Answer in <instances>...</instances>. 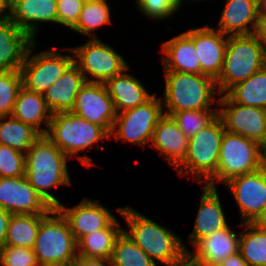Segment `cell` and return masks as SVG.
Instances as JSON below:
<instances>
[{
    "instance_id": "f1b7e54d",
    "label": "cell",
    "mask_w": 266,
    "mask_h": 266,
    "mask_svg": "<svg viewBox=\"0 0 266 266\" xmlns=\"http://www.w3.org/2000/svg\"><path fill=\"white\" fill-rule=\"evenodd\" d=\"M239 253L249 266H266V226L260 223H239Z\"/></svg>"
},
{
    "instance_id": "6da1fadb",
    "label": "cell",
    "mask_w": 266,
    "mask_h": 266,
    "mask_svg": "<svg viewBox=\"0 0 266 266\" xmlns=\"http://www.w3.org/2000/svg\"><path fill=\"white\" fill-rule=\"evenodd\" d=\"M68 160L69 158L45 135H41L25 153L26 178L53 208H57L61 202L50 190L62 185H72L67 169Z\"/></svg>"
},
{
    "instance_id": "d6a6232c",
    "label": "cell",
    "mask_w": 266,
    "mask_h": 266,
    "mask_svg": "<svg viewBox=\"0 0 266 266\" xmlns=\"http://www.w3.org/2000/svg\"><path fill=\"white\" fill-rule=\"evenodd\" d=\"M110 4L107 0H85L76 26L72 29L90 39H98L97 28L111 24Z\"/></svg>"
},
{
    "instance_id": "d4e9b609",
    "label": "cell",
    "mask_w": 266,
    "mask_h": 266,
    "mask_svg": "<svg viewBox=\"0 0 266 266\" xmlns=\"http://www.w3.org/2000/svg\"><path fill=\"white\" fill-rule=\"evenodd\" d=\"M164 71L201 74L193 41L183 32L161 44Z\"/></svg>"
},
{
    "instance_id": "836d02e7",
    "label": "cell",
    "mask_w": 266,
    "mask_h": 266,
    "mask_svg": "<svg viewBox=\"0 0 266 266\" xmlns=\"http://www.w3.org/2000/svg\"><path fill=\"white\" fill-rule=\"evenodd\" d=\"M111 263L112 266H157L124 231L114 243Z\"/></svg>"
},
{
    "instance_id": "681fc988",
    "label": "cell",
    "mask_w": 266,
    "mask_h": 266,
    "mask_svg": "<svg viewBox=\"0 0 266 266\" xmlns=\"http://www.w3.org/2000/svg\"><path fill=\"white\" fill-rule=\"evenodd\" d=\"M177 1H178L179 8H181L183 1H185V0H177ZM190 1H196V2L198 1L199 2V1H205V0H190Z\"/></svg>"
},
{
    "instance_id": "c3c4849f",
    "label": "cell",
    "mask_w": 266,
    "mask_h": 266,
    "mask_svg": "<svg viewBox=\"0 0 266 266\" xmlns=\"http://www.w3.org/2000/svg\"><path fill=\"white\" fill-rule=\"evenodd\" d=\"M261 151H262L264 158L266 159V137H265L263 143L261 144Z\"/></svg>"
},
{
    "instance_id": "1f68e13d",
    "label": "cell",
    "mask_w": 266,
    "mask_h": 266,
    "mask_svg": "<svg viewBox=\"0 0 266 266\" xmlns=\"http://www.w3.org/2000/svg\"><path fill=\"white\" fill-rule=\"evenodd\" d=\"M45 215L12 214L4 245L33 249L40 222Z\"/></svg>"
},
{
    "instance_id": "9c48e42d",
    "label": "cell",
    "mask_w": 266,
    "mask_h": 266,
    "mask_svg": "<svg viewBox=\"0 0 266 266\" xmlns=\"http://www.w3.org/2000/svg\"><path fill=\"white\" fill-rule=\"evenodd\" d=\"M36 45L35 41L30 44L21 65L22 86L29 91L44 94L74 62V55L70 47L63 50L71 54L60 53L54 47L31 55Z\"/></svg>"
},
{
    "instance_id": "e0dca14e",
    "label": "cell",
    "mask_w": 266,
    "mask_h": 266,
    "mask_svg": "<svg viewBox=\"0 0 266 266\" xmlns=\"http://www.w3.org/2000/svg\"><path fill=\"white\" fill-rule=\"evenodd\" d=\"M57 209L66 218L76 242L87 234L109 227L117 219L98 200L87 197L74 207L61 203Z\"/></svg>"
},
{
    "instance_id": "277c9868",
    "label": "cell",
    "mask_w": 266,
    "mask_h": 266,
    "mask_svg": "<svg viewBox=\"0 0 266 266\" xmlns=\"http://www.w3.org/2000/svg\"><path fill=\"white\" fill-rule=\"evenodd\" d=\"M69 159L77 157L81 164L91 167L95 163L87 155L79 152L93 148V145L110 138V134L101 126L78 117L72 112L52 114L49 129L45 135Z\"/></svg>"
},
{
    "instance_id": "ee69618b",
    "label": "cell",
    "mask_w": 266,
    "mask_h": 266,
    "mask_svg": "<svg viewBox=\"0 0 266 266\" xmlns=\"http://www.w3.org/2000/svg\"><path fill=\"white\" fill-rule=\"evenodd\" d=\"M217 266H249L244 259L242 258L239 252L230 255L227 259H225L222 263Z\"/></svg>"
},
{
    "instance_id": "7402d4cb",
    "label": "cell",
    "mask_w": 266,
    "mask_h": 266,
    "mask_svg": "<svg viewBox=\"0 0 266 266\" xmlns=\"http://www.w3.org/2000/svg\"><path fill=\"white\" fill-rule=\"evenodd\" d=\"M240 233L236 234L228 225L226 228L204 237L189 253L203 266H217L230 255L239 252Z\"/></svg>"
},
{
    "instance_id": "74e56055",
    "label": "cell",
    "mask_w": 266,
    "mask_h": 266,
    "mask_svg": "<svg viewBox=\"0 0 266 266\" xmlns=\"http://www.w3.org/2000/svg\"><path fill=\"white\" fill-rule=\"evenodd\" d=\"M136 7L144 16L152 20L168 19L178 12L179 5L177 0H134Z\"/></svg>"
},
{
    "instance_id": "7a4b0ae2",
    "label": "cell",
    "mask_w": 266,
    "mask_h": 266,
    "mask_svg": "<svg viewBox=\"0 0 266 266\" xmlns=\"http://www.w3.org/2000/svg\"><path fill=\"white\" fill-rule=\"evenodd\" d=\"M117 211L127 222V228L123 231L155 264L159 262L166 265L190 251L175 232L148 219L132 207H118Z\"/></svg>"
},
{
    "instance_id": "83f0119b",
    "label": "cell",
    "mask_w": 266,
    "mask_h": 266,
    "mask_svg": "<svg viewBox=\"0 0 266 266\" xmlns=\"http://www.w3.org/2000/svg\"><path fill=\"white\" fill-rule=\"evenodd\" d=\"M123 229L116 219L109 227L81 237L77 241V256L111 259L114 243Z\"/></svg>"
},
{
    "instance_id": "ffe728a7",
    "label": "cell",
    "mask_w": 266,
    "mask_h": 266,
    "mask_svg": "<svg viewBox=\"0 0 266 266\" xmlns=\"http://www.w3.org/2000/svg\"><path fill=\"white\" fill-rule=\"evenodd\" d=\"M188 140L172 116L164 114L153 131L149 146L176 169L187 155Z\"/></svg>"
},
{
    "instance_id": "f546056e",
    "label": "cell",
    "mask_w": 266,
    "mask_h": 266,
    "mask_svg": "<svg viewBox=\"0 0 266 266\" xmlns=\"http://www.w3.org/2000/svg\"><path fill=\"white\" fill-rule=\"evenodd\" d=\"M225 94L235 103L266 109V65Z\"/></svg>"
},
{
    "instance_id": "7dc6e473",
    "label": "cell",
    "mask_w": 266,
    "mask_h": 266,
    "mask_svg": "<svg viewBox=\"0 0 266 266\" xmlns=\"http://www.w3.org/2000/svg\"><path fill=\"white\" fill-rule=\"evenodd\" d=\"M259 18L266 19V0H258Z\"/></svg>"
},
{
    "instance_id": "8992f818",
    "label": "cell",
    "mask_w": 266,
    "mask_h": 266,
    "mask_svg": "<svg viewBox=\"0 0 266 266\" xmlns=\"http://www.w3.org/2000/svg\"><path fill=\"white\" fill-rule=\"evenodd\" d=\"M33 251L39 266H74L78 257L77 242L57 208L42 218Z\"/></svg>"
},
{
    "instance_id": "4fadbf2b",
    "label": "cell",
    "mask_w": 266,
    "mask_h": 266,
    "mask_svg": "<svg viewBox=\"0 0 266 266\" xmlns=\"http://www.w3.org/2000/svg\"><path fill=\"white\" fill-rule=\"evenodd\" d=\"M218 115L225 130L258 142L266 137V109L233 102L226 94L219 96Z\"/></svg>"
},
{
    "instance_id": "ba28073f",
    "label": "cell",
    "mask_w": 266,
    "mask_h": 266,
    "mask_svg": "<svg viewBox=\"0 0 266 266\" xmlns=\"http://www.w3.org/2000/svg\"><path fill=\"white\" fill-rule=\"evenodd\" d=\"M265 164L258 142L225 130L217 171L204 185L217 188L216 182L225 184L236 176L255 172Z\"/></svg>"
},
{
    "instance_id": "484cf974",
    "label": "cell",
    "mask_w": 266,
    "mask_h": 266,
    "mask_svg": "<svg viewBox=\"0 0 266 266\" xmlns=\"http://www.w3.org/2000/svg\"><path fill=\"white\" fill-rule=\"evenodd\" d=\"M129 68L130 66L104 83L114 102L116 113L135 108L154 95L150 94L137 78L130 73H125L130 70Z\"/></svg>"
},
{
    "instance_id": "f6af8a7d",
    "label": "cell",
    "mask_w": 266,
    "mask_h": 266,
    "mask_svg": "<svg viewBox=\"0 0 266 266\" xmlns=\"http://www.w3.org/2000/svg\"><path fill=\"white\" fill-rule=\"evenodd\" d=\"M258 34L260 36L262 46L266 55V19H260Z\"/></svg>"
},
{
    "instance_id": "5bb4252c",
    "label": "cell",
    "mask_w": 266,
    "mask_h": 266,
    "mask_svg": "<svg viewBox=\"0 0 266 266\" xmlns=\"http://www.w3.org/2000/svg\"><path fill=\"white\" fill-rule=\"evenodd\" d=\"M73 114L103 127L111 134L117 116L104 83L86 82L77 93Z\"/></svg>"
},
{
    "instance_id": "4316f807",
    "label": "cell",
    "mask_w": 266,
    "mask_h": 266,
    "mask_svg": "<svg viewBox=\"0 0 266 266\" xmlns=\"http://www.w3.org/2000/svg\"><path fill=\"white\" fill-rule=\"evenodd\" d=\"M12 116L36 129L41 135H46L52 113L47 107L43 94L32 92L21 87L16 97ZM42 123L47 127H41Z\"/></svg>"
},
{
    "instance_id": "4dcf8cb0",
    "label": "cell",
    "mask_w": 266,
    "mask_h": 266,
    "mask_svg": "<svg viewBox=\"0 0 266 266\" xmlns=\"http://www.w3.org/2000/svg\"><path fill=\"white\" fill-rule=\"evenodd\" d=\"M40 136L36 129L12 115L0 118V144L26 153Z\"/></svg>"
},
{
    "instance_id": "e575fe53",
    "label": "cell",
    "mask_w": 266,
    "mask_h": 266,
    "mask_svg": "<svg viewBox=\"0 0 266 266\" xmlns=\"http://www.w3.org/2000/svg\"><path fill=\"white\" fill-rule=\"evenodd\" d=\"M164 114L172 116L180 131L189 139L209 125L218 116V111L191 110Z\"/></svg>"
},
{
    "instance_id": "d6986e66",
    "label": "cell",
    "mask_w": 266,
    "mask_h": 266,
    "mask_svg": "<svg viewBox=\"0 0 266 266\" xmlns=\"http://www.w3.org/2000/svg\"><path fill=\"white\" fill-rule=\"evenodd\" d=\"M224 6L216 28L218 31L227 36L258 33V0H227Z\"/></svg>"
},
{
    "instance_id": "3957f363",
    "label": "cell",
    "mask_w": 266,
    "mask_h": 266,
    "mask_svg": "<svg viewBox=\"0 0 266 266\" xmlns=\"http://www.w3.org/2000/svg\"><path fill=\"white\" fill-rule=\"evenodd\" d=\"M164 112L179 111H218V106L212 108V104H219L220 96L216 81L203 74L180 73L176 71H164Z\"/></svg>"
},
{
    "instance_id": "d590c367",
    "label": "cell",
    "mask_w": 266,
    "mask_h": 266,
    "mask_svg": "<svg viewBox=\"0 0 266 266\" xmlns=\"http://www.w3.org/2000/svg\"><path fill=\"white\" fill-rule=\"evenodd\" d=\"M22 87L20 70L0 71V118L11 116L19 89Z\"/></svg>"
},
{
    "instance_id": "52a82bcc",
    "label": "cell",
    "mask_w": 266,
    "mask_h": 266,
    "mask_svg": "<svg viewBox=\"0 0 266 266\" xmlns=\"http://www.w3.org/2000/svg\"><path fill=\"white\" fill-rule=\"evenodd\" d=\"M224 132V122L218 115L198 134L189 138L187 155L175 169L178 175H191L204 185L217 171Z\"/></svg>"
},
{
    "instance_id": "f907efd6",
    "label": "cell",
    "mask_w": 266,
    "mask_h": 266,
    "mask_svg": "<svg viewBox=\"0 0 266 266\" xmlns=\"http://www.w3.org/2000/svg\"><path fill=\"white\" fill-rule=\"evenodd\" d=\"M258 223H260L261 225L266 226V213H265L264 217Z\"/></svg>"
},
{
    "instance_id": "b9f144b4",
    "label": "cell",
    "mask_w": 266,
    "mask_h": 266,
    "mask_svg": "<svg viewBox=\"0 0 266 266\" xmlns=\"http://www.w3.org/2000/svg\"><path fill=\"white\" fill-rule=\"evenodd\" d=\"M11 215L7 210L0 208V247L5 243Z\"/></svg>"
},
{
    "instance_id": "9a60e30c",
    "label": "cell",
    "mask_w": 266,
    "mask_h": 266,
    "mask_svg": "<svg viewBox=\"0 0 266 266\" xmlns=\"http://www.w3.org/2000/svg\"><path fill=\"white\" fill-rule=\"evenodd\" d=\"M0 208L10 214L46 215L53 207L23 176L0 178Z\"/></svg>"
},
{
    "instance_id": "7c38bea8",
    "label": "cell",
    "mask_w": 266,
    "mask_h": 266,
    "mask_svg": "<svg viewBox=\"0 0 266 266\" xmlns=\"http://www.w3.org/2000/svg\"><path fill=\"white\" fill-rule=\"evenodd\" d=\"M238 205L241 223H257L266 213V164L226 182Z\"/></svg>"
},
{
    "instance_id": "60d3db41",
    "label": "cell",
    "mask_w": 266,
    "mask_h": 266,
    "mask_svg": "<svg viewBox=\"0 0 266 266\" xmlns=\"http://www.w3.org/2000/svg\"><path fill=\"white\" fill-rule=\"evenodd\" d=\"M74 266H112L111 259L95 257H77Z\"/></svg>"
},
{
    "instance_id": "8fae6325",
    "label": "cell",
    "mask_w": 266,
    "mask_h": 266,
    "mask_svg": "<svg viewBox=\"0 0 266 266\" xmlns=\"http://www.w3.org/2000/svg\"><path fill=\"white\" fill-rule=\"evenodd\" d=\"M74 63L79 67L86 82L105 83L122 73L129 65L123 56L109 44L99 39H89L81 46L71 47Z\"/></svg>"
},
{
    "instance_id": "603a6c76",
    "label": "cell",
    "mask_w": 266,
    "mask_h": 266,
    "mask_svg": "<svg viewBox=\"0 0 266 266\" xmlns=\"http://www.w3.org/2000/svg\"><path fill=\"white\" fill-rule=\"evenodd\" d=\"M33 41L11 21L10 16L0 19V71L20 70Z\"/></svg>"
},
{
    "instance_id": "44dd1931",
    "label": "cell",
    "mask_w": 266,
    "mask_h": 266,
    "mask_svg": "<svg viewBox=\"0 0 266 266\" xmlns=\"http://www.w3.org/2000/svg\"><path fill=\"white\" fill-rule=\"evenodd\" d=\"M200 206L192 233L188 240L191 246H195L201 239L212 235L214 232L226 228L229 224L219 199L217 188L202 185Z\"/></svg>"
},
{
    "instance_id": "5b68a950",
    "label": "cell",
    "mask_w": 266,
    "mask_h": 266,
    "mask_svg": "<svg viewBox=\"0 0 266 266\" xmlns=\"http://www.w3.org/2000/svg\"><path fill=\"white\" fill-rule=\"evenodd\" d=\"M265 65L266 55L258 33L228 36L223 68L216 80L219 94H225Z\"/></svg>"
},
{
    "instance_id": "ac0fdd59",
    "label": "cell",
    "mask_w": 266,
    "mask_h": 266,
    "mask_svg": "<svg viewBox=\"0 0 266 266\" xmlns=\"http://www.w3.org/2000/svg\"><path fill=\"white\" fill-rule=\"evenodd\" d=\"M9 16L35 41L39 23L58 24L57 0H10Z\"/></svg>"
},
{
    "instance_id": "30bf717a",
    "label": "cell",
    "mask_w": 266,
    "mask_h": 266,
    "mask_svg": "<svg viewBox=\"0 0 266 266\" xmlns=\"http://www.w3.org/2000/svg\"><path fill=\"white\" fill-rule=\"evenodd\" d=\"M163 115L161 98L155 93L145 103L117 113L110 138L145 147L151 142L153 131Z\"/></svg>"
},
{
    "instance_id": "bcb514c9",
    "label": "cell",
    "mask_w": 266,
    "mask_h": 266,
    "mask_svg": "<svg viewBox=\"0 0 266 266\" xmlns=\"http://www.w3.org/2000/svg\"><path fill=\"white\" fill-rule=\"evenodd\" d=\"M10 0H0V19L9 16Z\"/></svg>"
},
{
    "instance_id": "7bdbcfd3",
    "label": "cell",
    "mask_w": 266,
    "mask_h": 266,
    "mask_svg": "<svg viewBox=\"0 0 266 266\" xmlns=\"http://www.w3.org/2000/svg\"><path fill=\"white\" fill-rule=\"evenodd\" d=\"M165 266H203L197 262L195 258L189 253L185 252L179 259L166 264Z\"/></svg>"
},
{
    "instance_id": "ab89813d",
    "label": "cell",
    "mask_w": 266,
    "mask_h": 266,
    "mask_svg": "<svg viewBox=\"0 0 266 266\" xmlns=\"http://www.w3.org/2000/svg\"><path fill=\"white\" fill-rule=\"evenodd\" d=\"M85 0H57L58 24L73 29L79 19Z\"/></svg>"
},
{
    "instance_id": "f35d334b",
    "label": "cell",
    "mask_w": 266,
    "mask_h": 266,
    "mask_svg": "<svg viewBox=\"0 0 266 266\" xmlns=\"http://www.w3.org/2000/svg\"><path fill=\"white\" fill-rule=\"evenodd\" d=\"M1 266H39L31 248L3 245L0 247Z\"/></svg>"
},
{
    "instance_id": "8d00e7d4",
    "label": "cell",
    "mask_w": 266,
    "mask_h": 266,
    "mask_svg": "<svg viewBox=\"0 0 266 266\" xmlns=\"http://www.w3.org/2000/svg\"><path fill=\"white\" fill-rule=\"evenodd\" d=\"M25 176V153L0 144V178Z\"/></svg>"
},
{
    "instance_id": "cb8c5ba5",
    "label": "cell",
    "mask_w": 266,
    "mask_h": 266,
    "mask_svg": "<svg viewBox=\"0 0 266 266\" xmlns=\"http://www.w3.org/2000/svg\"><path fill=\"white\" fill-rule=\"evenodd\" d=\"M85 83L84 75L73 62L63 75L43 94L51 113L71 112L77 93Z\"/></svg>"
},
{
    "instance_id": "2e32d148",
    "label": "cell",
    "mask_w": 266,
    "mask_h": 266,
    "mask_svg": "<svg viewBox=\"0 0 266 266\" xmlns=\"http://www.w3.org/2000/svg\"><path fill=\"white\" fill-rule=\"evenodd\" d=\"M184 33L194 43L201 74L216 81L223 68L228 36L207 25L192 28Z\"/></svg>"
}]
</instances>
